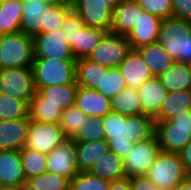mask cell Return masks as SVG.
<instances>
[{
	"mask_svg": "<svg viewBox=\"0 0 191 190\" xmlns=\"http://www.w3.org/2000/svg\"><path fill=\"white\" fill-rule=\"evenodd\" d=\"M144 13L154 14L161 19L173 17L172 0H135Z\"/></svg>",
	"mask_w": 191,
	"mask_h": 190,
	"instance_id": "41",
	"label": "cell"
},
{
	"mask_svg": "<svg viewBox=\"0 0 191 190\" xmlns=\"http://www.w3.org/2000/svg\"><path fill=\"white\" fill-rule=\"evenodd\" d=\"M2 190H17L16 188H4Z\"/></svg>",
	"mask_w": 191,
	"mask_h": 190,
	"instance_id": "52",
	"label": "cell"
},
{
	"mask_svg": "<svg viewBox=\"0 0 191 190\" xmlns=\"http://www.w3.org/2000/svg\"><path fill=\"white\" fill-rule=\"evenodd\" d=\"M78 87L79 85L75 81L64 85L43 87L38 92L44 97V102H52L64 110L75 105Z\"/></svg>",
	"mask_w": 191,
	"mask_h": 190,
	"instance_id": "30",
	"label": "cell"
},
{
	"mask_svg": "<svg viewBox=\"0 0 191 190\" xmlns=\"http://www.w3.org/2000/svg\"><path fill=\"white\" fill-rule=\"evenodd\" d=\"M31 69L36 91L43 87L64 85L76 81V61L34 58Z\"/></svg>",
	"mask_w": 191,
	"mask_h": 190,
	"instance_id": "4",
	"label": "cell"
},
{
	"mask_svg": "<svg viewBox=\"0 0 191 190\" xmlns=\"http://www.w3.org/2000/svg\"><path fill=\"white\" fill-rule=\"evenodd\" d=\"M75 105L86 116L104 117L112 112L111 99L99 93L96 89L78 87Z\"/></svg>",
	"mask_w": 191,
	"mask_h": 190,
	"instance_id": "18",
	"label": "cell"
},
{
	"mask_svg": "<svg viewBox=\"0 0 191 190\" xmlns=\"http://www.w3.org/2000/svg\"><path fill=\"white\" fill-rule=\"evenodd\" d=\"M17 190H36V189L28 185L26 182H24L17 188Z\"/></svg>",
	"mask_w": 191,
	"mask_h": 190,
	"instance_id": "49",
	"label": "cell"
},
{
	"mask_svg": "<svg viewBox=\"0 0 191 190\" xmlns=\"http://www.w3.org/2000/svg\"><path fill=\"white\" fill-rule=\"evenodd\" d=\"M122 0H72L73 8L84 25L111 32L112 12Z\"/></svg>",
	"mask_w": 191,
	"mask_h": 190,
	"instance_id": "7",
	"label": "cell"
},
{
	"mask_svg": "<svg viewBox=\"0 0 191 190\" xmlns=\"http://www.w3.org/2000/svg\"><path fill=\"white\" fill-rule=\"evenodd\" d=\"M162 19L148 13H140V18L125 36L132 50L158 42L159 28Z\"/></svg>",
	"mask_w": 191,
	"mask_h": 190,
	"instance_id": "14",
	"label": "cell"
},
{
	"mask_svg": "<svg viewBox=\"0 0 191 190\" xmlns=\"http://www.w3.org/2000/svg\"><path fill=\"white\" fill-rule=\"evenodd\" d=\"M132 190H160L146 176H133L129 178Z\"/></svg>",
	"mask_w": 191,
	"mask_h": 190,
	"instance_id": "44",
	"label": "cell"
},
{
	"mask_svg": "<svg viewBox=\"0 0 191 190\" xmlns=\"http://www.w3.org/2000/svg\"><path fill=\"white\" fill-rule=\"evenodd\" d=\"M131 46L124 35L106 33L99 44L87 56V59L106 66L119 67L131 51Z\"/></svg>",
	"mask_w": 191,
	"mask_h": 190,
	"instance_id": "8",
	"label": "cell"
},
{
	"mask_svg": "<svg viewBox=\"0 0 191 190\" xmlns=\"http://www.w3.org/2000/svg\"><path fill=\"white\" fill-rule=\"evenodd\" d=\"M66 138L59 123L30 121L25 148L49 154Z\"/></svg>",
	"mask_w": 191,
	"mask_h": 190,
	"instance_id": "12",
	"label": "cell"
},
{
	"mask_svg": "<svg viewBox=\"0 0 191 190\" xmlns=\"http://www.w3.org/2000/svg\"><path fill=\"white\" fill-rule=\"evenodd\" d=\"M158 42L176 62L191 65V22L175 17L162 19Z\"/></svg>",
	"mask_w": 191,
	"mask_h": 190,
	"instance_id": "2",
	"label": "cell"
},
{
	"mask_svg": "<svg viewBox=\"0 0 191 190\" xmlns=\"http://www.w3.org/2000/svg\"><path fill=\"white\" fill-rule=\"evenodd\" d=\"M28 111L26 101L0 93V121L29 118Z\"/></svg>",
	"mask_w": 191,
	"mask_h": 190,
	"instance_id": "33",
	"label": "cell"
},
{
	"mask_svg": "<svg viewBox=\"0 0 191 190\" xmlns=\"http://www.w3.org/2000/svg\"><path fill=\"white\" fill-rule=\"evenodd\" d=\"M158 78L168 92L191 89V65L175 61Z\"/></svg>",
	"mask_w": 191,
	"mask_h": 190,
	"instance_id": "26",
	"label": "cell"
},
{
	"mask_svg": "<svg viewBox=\"0 0 191 190\" xmlns=\"http://www.w3.org/2000/svg\"><path fill=\"white\" fill-rule=\"evenodd\" d=\"M160 190H174L185 181L186 173L179 154L160 151L154 164L145 175Z\"/></svg>",
	"mask_w": 191,
	"mask_h": 190,
	"instance_id": "5",
	"label": "cell"
},
{
	"mask_svg": "<svg viewBox=\"0 0 191 190\" xmlns=\"http://www.w3.org/2000/svg\"><path fill=\"white\" fill-rule=\"evenodd\" d=\"M46 167V172L66 177L69 180L80 173L77 165L76 142L73 138L67 137L47 154Z\"/></svg>",
	"mask_w": 191,
	"mask_h": 190,
	"instance_id": "10",
	"label": "cell"
},
{
	"mask_svg": "<svg viewBox=\"0 0 191 190\" xmlns=\"http://www.w3.org/2000/svg\"><path fill=\"white\" fill-rule=\"evenodd\" d=\"M0 93L29 104L36 93L31 67L0 69Z\"/></svg>",
	"mask_w": 191,
	"mask_h": 190,
	"instance_id": "9",
	"label": "cell"
},
{
	"mask_svg": "<svg viewBox=\"0 0 191 190\" xmlns=\"http://www.w3.org/2000/svg\"><path fill=\"white\" fill-rule=\"evenodd\" d=\"M107 32L84 26L77 33L76 43H72V54L75 60L87 58L91 51L99 44Z\"/></svg>",
	"mask_w": 191,
	"mask_h": 190,
	"instance_id": "32",
	"label": "cell"
},
{
	"mask_svg": "<svg viewBox=\"0 0 191 190\" xmlns=\"http://www.w3.org/2000/svg\"><path fill=\"white\" fill-rule=\"evenodd\" d=\"M0 180L4 188L16 189L26 182L20 150H0Z\"/></svg>",
	"mask_w": 191,
	"mask_h": 190,
	"instance_id": "16",
	"label": "cell"
},
{
	"mask_svg": "<svg viewBox=\"0 0 191 190\" xmlns=\"http://www.w3.org/2000/svg\"><path fill=\"white\" fill-rule=\"evenodd\" d=\"M105 139L110 151L125 159L135 143L155 135V120L147 115L124 116L110 112L103 117Z\"/></svg>",
	"mask_w": 191,
	"mask_h": 190,
	"instance_id": "1",
	"label": "cell"
},
{
	"mask_svg": "<svg viewBox=\"0 0 191 190\" xmlns=\"http://www.w3.org/2000/svg\"><path fill=\"white\" fill-rule=\"evenodd\" d=\"M3 37H4V34L0 33V43L2 42Z\"/></svg>",
	"mask_w": 191,
	"mask_h": 190,
	"instance_id": "50",
	"label": "cell"
},
{
	"mask_svg": "<svg viewBox=\"0 0 191 190\" xmlns=\"http://www.w3.org/2000/svg\"><path fill=\"white\" fill-rule=\"evenodd\" d=\"M34 40L21 31L4 35L0 43V69L31 67Z\"/></svg>",
	"mask_w": 191,
	"mask_h": 190,
	"instance_id": "6",
	"label": "cell"
},
{
	"mask_svg": "<svg viewBox=\"0 0 191 190\" xmlns=\"http://www.w3.org/2000/svg\"><path fill=\"white\" fill-rule=\"evenodd\" d=\"M69 181L66 177L51 172L26 179V183L36 190H69Z\"/></svg>",
	"mask_w": 191,
	"mask_h": 190,
	"instance_id": "37",
	"label": "cell"
},
{
	"mask_svg": "<svg viewBox=\"0 0 191 190\" xmlns=\"http://www.w3.org/2000/svg\"><path fill=\"white\" fill-rule=\"evenodd\" d=\"M186 173L191 176V141L178 153Z\"/></svg>",
	"mask_w": 191,
	"mask_h": 190,
	"instance_id": "45",
	"label": "cell"
},
{
	"mask_svg": "<svg viewBox=\"0 0 191 190\" xmlns=\"http://www.w3.org/2000/svg\"><path fill=\"white\" fill-rule=\"evenodd\" d=\"M161 149L156 135L141 143H135L131 152L124 159L126 177L145 175L154 164Z\"/></svg>",
	"mask_w": 191,
	"mask_h": 190,
	"instance_id": "13",
	"label": "cell"
},
{
	"mask_svg": "<svg viewBox=\"0 0 191 190\" xmlns=\"http://www.w3.org/2000/svg\"><path fill=\"white\" fill-rule=\"evenodd\" d=\"M191 111V89L168 92L155 121L170 120L182 112Z\"/></svg>",
	"mask_w": 191,
	"mask_h": 190,
	"instance_id": "24",
	"label": "cell"
},
{
	"mask_svg": "<svg viewBox=\"0 0 191 190\" xmlns=\"http://www.w3.org/2000/svg\"><path fill=\"white\" fill-rule=\"evenodd\" d=\"M75 142L105 139L103 117L86 116L82 127L71 137Z\"/></svg>",
	"mask_w": 191,
	"mask_h": 190,
	"instance_id": "35",
	"label": "cell"
},
{
	"mask_svg": "<svg viewBox=\"0 0 191 190\" xmlns=\"http://www.w3.org/2000/svg\"><path fill=\"white\" fill-rule=\"evenodd\" d=\"M71 5L49 6L44 12L42 33L60 30Z\"/></svg>",
	"mask_w": 191,
	"mask_h": 190,
	"instance_id": "40",
	"label": "cell"
},
{
	"mask_svg": "<svg viewBox=\"0 0 191 190\" xmlns=\"http://www.w3.org/2000/svg\"><path fill=\"white\" fill-rule=\"evenodd\" d=\"M108 67L92 62L87 58L76 60V83L81 87L96 89L101 83L103 71H107Z\"/></svg>",
	"mask_w": 191,
	"mask_h": 190,
	"instance_id": "28",
	"label": "cell"
},
{
	"mask_svg": "<svg viewBox=\"0 0 191 190\" xmlns=\"http://www.w3.org/2000/svg\"><path fill=\"white\" fill-rule=\"evenodd\" d=\"M174 190H191V176L179 184Z\"/></svg>",
	"mask_w": 191,
	"mask_h": 190,
	"instance_id": "48",
	"label": "cell"
},
{
	"mask_svg": "<svg viewBox=\"0 0 191 190\" xmlns=\"http://www.w3.org/2000/svg\"><path fill=\"white\" fill-rule=\"evenodd\" d=\"M142 114L153 119L159 114L161 105L168 93L158 77L153 76L148 79L138 90Z\"/></svg>",
	"mask_w": 191,
	"mask_h": 190,
	"instance_id": "20",
	"label": "cell"
},
{
	"mask_svg": "<svg viewBox=\"0 0 191 190\" xmlns=\"http://www.w3.org/2000/svg\"><path fill=\"white\" fill-rule=\"evenodd\" d=\"M155 135L163 152L180 153L191 141V111L170 120L155 121Z\"/></svg>",
	"mask_w": 191,
	"mask_h": 190,
	"instance_id": "3",
	"label": "cell"
},
{
	"mask_svg": "<svg viewBox=\"0 0 191 190\" xmlns=\"http://www.w3.org/2000/svg\"><path fill=\"white\" fill-rule=\"evenodd\" d=\"M118 68L127 87L135 91H138L144 82L153 77L149 67L136 50H131Z\"/></svg>",
	"mask_w": 191,
	"mask_h": 190,
	"instance_id": "17",
	"label": "cell"
},
{
	"mask_svg": "<svg viewBox=\"0 0 191 190\" xmlns=\"http://www.w3.org/2000/svg\"><path fill=\"white\" fill-rule=\"evenodd\" d=\"M88 172L110 182L126 177L124 159L112 151L100 158Z\"/></svg>",
	"mask_w": 191,
	"mask_h": 190,
	"instance_id": "25",
	"label": "cell"
},
{
	"mask_svg": "<svg viewBox=\"0 0 191 190\" xmlns=\"http://www.w3.org/2000/svg\"><path fill=\"white\" fill-rule=\"evenodd\" d=\"M143 12L135 0H122L112 12L111 32L126 36Z\"/></svg>",
	"mask_w": 191,
	"mask_h": 190,
	"instance_id": "19",
	"label": "cell"
},
{
	"mask_svg": "<svg viewBox=\"0 0 191 190\" xmlns=\"http://www.w3.org/2000/svg\"><path fill=\"white\" fill-rule=\"evenodd\" d=\"M49 6L42 0H22L20 31L32 37L42 33L44 12Z\"/></svg>",
	"mask_w": 191,
	"mask_h": 190,
	"instance_id": "21",
	"label": "cell"
},
{
	"mask_svg": "<svg viewBox=\"0 0 191 190\" xmlns=\"http://www.w3.org/2000/svg\"><path fill=\"white\" fill-rule=\"evenodd\" d=\"M110 181L104 180L88 171L78 173L69 181V190H109Z\"/></svg>",
	"mask_w": 191,
	"mask_h": 190,
	"instance_id": "39",
	"label": "cell"
},
{
	"mask_svg": "<svg viewBox=\"0 0 191 190\" xmlns=\"http://www.w3.org/2000/svg\"><path fill=\"white\" fill-rule=\"evenodd\" d=\"M22 10V0H0V33L20 31Z\"/></svg>",
	"mask_w": 191,
	"mask_h": 190,
	"instance_id": "29",
	"label": "cell"
},
{
	"mask_svg": "<svg viewBox=\"0 0 191 190\" xmlns=\"http://www.w3.org/2000/svg\"><path fill=\"white\" fill-rule=\"evenodd\" d=\"M109 190H132L128 177L110 182Z\"/></svg>",
	"mask_w": 191,
	"mask_h": 190,
	"instance_id": "46",
	"label": "cell"
},
{
	"mask_svg": "<svg viewBox=\"0 0 191 190\" xmlns=\"http://www.w3.org/2000/svg\"><path fill=\"white\" fill-rule=\"evenodd\" d=\"M136 51L141 55L151 74L155 77L166 72L175 62L159 42L141 47Z\"/></svg>",
	"mask_w": 191,
	"mask_h": 190,
	"instance_id": "23",
	"label": "cell"
},
{
	"mask_svg": "<svg viewBox=\"0 0 191 190\" xmlns=\"http://www.w3.org/2000/svg\"><path fill=\"white\" fill-rule=\"evenodd\" d=\"M4 189V186L2 184V181L0 180V190Z\"/></svg>",
	"mask_w": 191,
	"mask_h": 190,
	"instance_id": "51",
	"label": "cell"
},
{
	"mask_svg": "<svg viewBox=\"0 0 191 190\" xmlns=\"http://www.w3.org/2000/svg\"><path fill=\"white\" fill-rule=\"evenodd\" d=\"M34 58H55L64 61H76L71 52L68 38L60 30L38 33L33 37Z\"/></svg>",
	"mask_w": 191,
	"mask_h": 190,
	"instance_id": "11",
	"label": "cell"
},
{
	"mask_svg": "<svg viewBox=\"0 0 191 190\" xmlns=\"http://www.w3.org/2000/svg\"><path fill=\"white\" fill-rule=\"evenodd\" d=\"M62 109L52 102H44V97L36 91L29 102L28 116L30 121L59 123Z\"/></svg>",
	"mask_w": 191,
	"mask_h": 190,
	"instance_id": "27",
	"label": "cell"
},
{
	"mask_svg": "<svg viewBox=\"0 0 191 190\" xmlns=\"http://www.w3.org/2000/svg\"><path fill=\"white\" fill-rule=\"evenodd\" d=\"M85 117L86 115L76 105L64 109L59 121L64 135L71 138L82 127Z\"/></svg>",
	"mask_w": 191,
	"mask_h": 190,
	"instance_id": "38",
	"label": "cell"
},
{
	"mask_svg": "<svg viewBox=\"0 0 191 190\" xmlns=\"http://www.w3.org/2000/svg\"><path fill=\"white\" fill-rule=\"evenodd\" d=\"M29 125V118L0 121V150H22Z\"/></svg>",
	"mask_w": 191,
	"mask_h": 190,
	"instance_id": "15",
	"label": "cell"
},
{
	"mask_svg": "<svg viewBox=\"0 0 191 190\" xmlns=\"http://www.w3.org/2000/svg\"><path fill=\"white\" fill-rule=\"evenodd\" d=\"M126 87L125 79L121 75L119 68L111 67L107 71H103L101 83L97 86L96 90L111 99Z\"/></svg>",
	"mask_w": 191,
	"mask_h": 190,
	"instance_id": "36",
	"label": "cell"
},
{
	"mask_svg": "<svg viewBox=\"0 0 191 190\" xmlns=\"http://www.w3.org/2000/svg\"><path fill=\"white\" fill-rule=\"evenodd\" d=\"M84 26V22L80 18L79 14L73 8H70L63 20L61 30L65 33L66 38H68L71 52L72 43H76L77 33L80 32V29Z\"/></svg>",
	"mask_w": 191,
	"mask_h": 190,
	"instance_id": "42",
	"label": "cell"
},
{
	"mask_svg": "<svg viewBox=\"0 0 191 190\" xmlns=\"http://www.w3.org/2000/svg\"><path fill=\"white\" fill-rule=\"evenodd\" d=\"M109 151L110 147L106 139L76 142L77 165L80 172L89 171Z\"/></svg>",
	"mask_w": 191,
	"mask_h": 190,
	"instance_id": "22",
	"label": "cell"
},
{
	"mask_svg": "<svg viewBox=\"0 0 191 190\" xmlns=\"http://www.w3.org/2000/svg\"><path fill=\"white\" fill-rule=\"evenodd\" d=\"M112 112L124 116H136L142 114L141 100L138 91L124 88L111 98Z\"/></svg>",
	"mask_w": 191,
	"mask_h": 190,
	"instance_id": "31",
	"label": "cell"
},
{
	"mask_svg": "<svg viewBox=\"0 0 191 190\" xmlns=\"http://www.w3.org/2000/svg\"><path fill=\"white\" fill-rule=\"evenodd\" d=\"M50 6L71 5L72 0H42Z\"/></svg>",
	"mask_w": 191,
	"mask_h": 190,
	"instance_id": "47",
	"label": "cell"
},
{
	"mask_svg": "<svg viewBox=\"0 0 191 190\" xmlns=\"http://www.w3.org/2000/svg\"><path fill=\"white\" fill-rule=\"evenodd\" d=\"M20 155L26 179L46 172L47 154L24 147Z\"/></svg>",
	"mask_w": 191,
	"mask_h": 190,
	"instance_id": "34",
	"label": "cell"
},
{
	"mask_svg": "<svg viewBox=\"0 0 191 190\" xmlns=\"http://www.w3.org/2000/svg\"><path fill=\"white\" fill-rule=\"evenodd\" d=\"M173 17L191 22V0H172Z\"/></svg>",
	"mask_w": 191,
	"mask_h": 190,
	"instance_id": "43",
	"label": "cell"
}]
</instances>
